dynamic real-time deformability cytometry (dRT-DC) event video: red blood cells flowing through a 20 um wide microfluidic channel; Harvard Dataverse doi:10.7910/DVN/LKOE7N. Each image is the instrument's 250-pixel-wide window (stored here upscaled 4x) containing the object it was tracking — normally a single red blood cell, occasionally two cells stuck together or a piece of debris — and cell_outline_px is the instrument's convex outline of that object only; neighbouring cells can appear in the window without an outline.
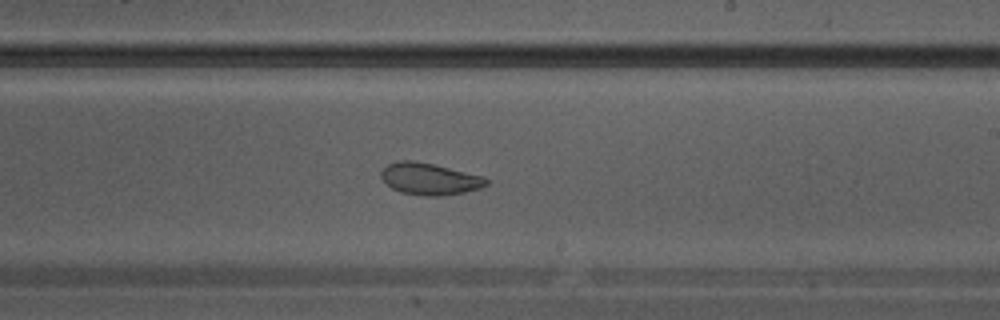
{"species": "Egyptian fruit bat (a non-hibernating species)", "species_latin": "Rousettus aegyptiacus", "temperature_condition": "warm", "stored_images_in_passage": 30, "camera_frame_rate_fps": 3000, "um_per_image_px": 0.085, "animal": {"sex": "male"}, "frame": {"image": 1, "passage_image": 18, "time_ms": 5.667, "image_size_px": [1000, 320], "cell_outline_px": [[488, 184], [480, 188], [464, 192], [440, 196], [424, 196], [400, 192], [392, 188], [380, 176], [380, 172], [388, 164], [396, 160], [416, 160], [484, 176], [488, 180]], "centroid_in_image_um": [36.51, 15.2], "position_along_channel_um": 252.5, "area_um2": 19.54}}